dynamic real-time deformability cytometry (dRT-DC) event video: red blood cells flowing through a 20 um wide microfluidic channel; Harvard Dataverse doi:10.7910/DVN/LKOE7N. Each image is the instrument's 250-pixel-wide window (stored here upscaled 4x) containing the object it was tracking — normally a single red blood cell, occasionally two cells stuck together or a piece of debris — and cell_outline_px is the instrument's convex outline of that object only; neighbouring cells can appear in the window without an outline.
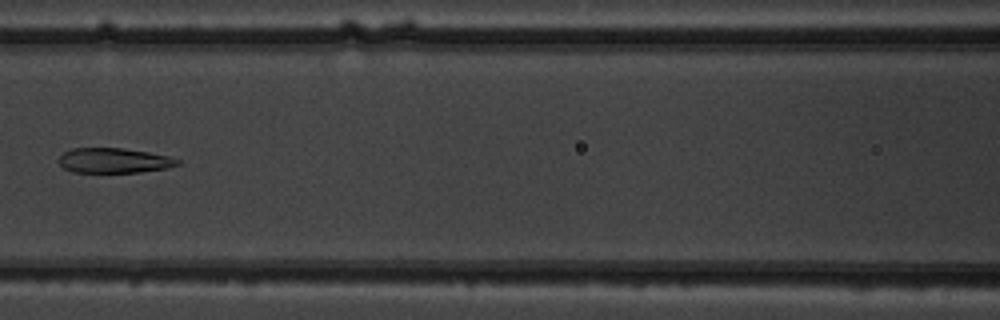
{"species": "common noctule bat (a hibernating species)", "species_latin": "Nyctalus noctula", "temperature_condition": "warm", "stored_images_in_passage": 6, "camera_frame_rate_fps": 3000, "um_per_image_px": 0.085, "animal": {"sex": "male", "body_mass_g": 19.5, "forearm_length_mm": 54.6}, "frame": {"image": 1, "passage_image": 6, "time_ms": 5.667, "image_size_px": [1000, 320], "cell_outline_px": [[180, 164], [164, 168], [140, 172], [72, 172], [64, 168], [56, 160], [64, 152], [72, 148], [124, 148], [148, 152], [168, 156], [180, 160]], "centroid_in_image_um": [9.65, 13.64], "position_along_channel_um": 157.0, "area_um2": 17.22}}